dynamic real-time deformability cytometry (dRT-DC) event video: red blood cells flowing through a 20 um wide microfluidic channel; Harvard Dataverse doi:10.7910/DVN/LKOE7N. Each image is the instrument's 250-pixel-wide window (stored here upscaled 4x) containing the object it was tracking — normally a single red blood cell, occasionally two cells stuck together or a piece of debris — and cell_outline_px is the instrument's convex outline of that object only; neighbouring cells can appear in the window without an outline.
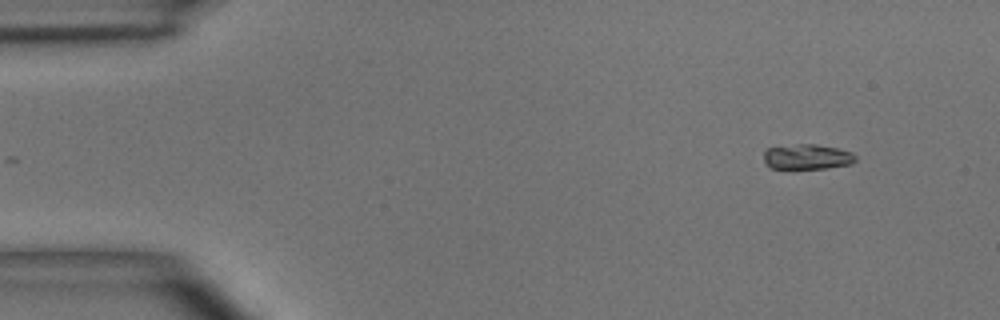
{"species": "common noctule bat (a hibernating species)", "species_latin": "Nyctalus noctula", "temperature_condition": "room temperature", "stored_images_in_passage": 47, "camera_frame_rate_fps": 3000, "um_per_image_px": 0.085, "animal": {"sex": "male", "body_mass_g": 15.6}, "frame": {"image": 1, "passage_image": 1, "time_ms": 0.0, "image_size_px": [1000, 320], "cell_outline_px": [[856, 160], [852, 164], [824, 168], [768, 168], [764, 164], [764, 152], [768, 148], [800, 144], [816, 144], [836, 148], [852, 152], [856, 156]], "centroid_in_image_um": [68.6, 13.33], "position_along_channel_um": 16.4, "area_um2": 13.41}}
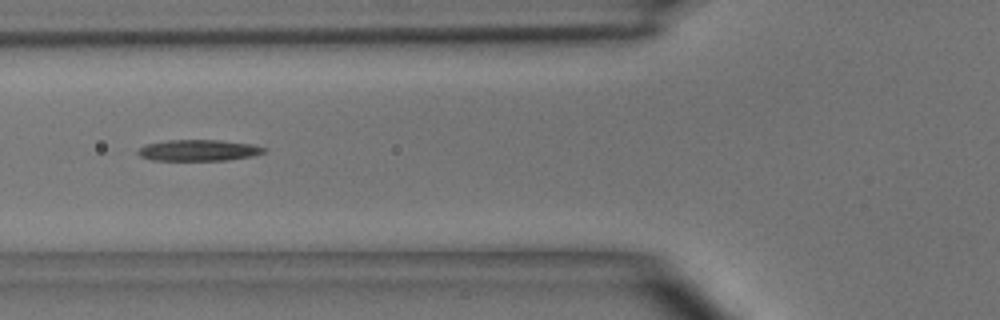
{"frame": {"image": 2, "passage_image": 15, "time_ms": 4.667, "image_size_px": [1000, 320], "cell_outline_px": [[268, 152], [252, 156], [228, 160], [152, 160], [140, 156], [136, 152], [144, 144], [168, 140], [220, 140], [252, 144], [268, 148]], "centroid_in_image_um": [16.92, 12.77], "position_along_channel_um": 108.9, "area_um2": 15.72}}
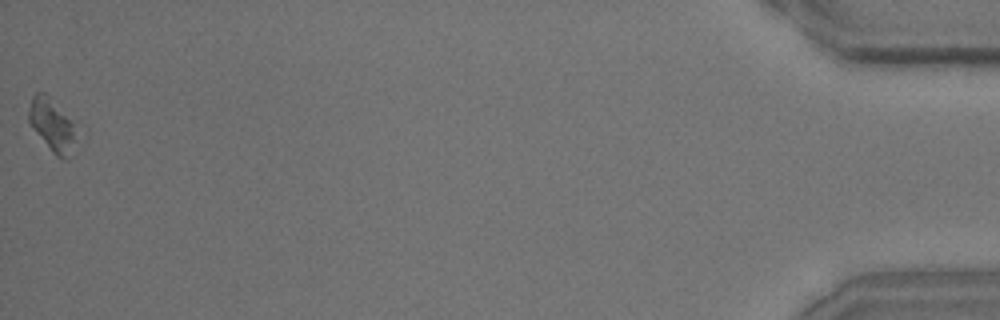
{"frame": {"image": 3, "passage_image": 47, "time_ms": 15.333, "image_size_px": [1000, 320], "cell_outline_px": [[72, 140], [68, 160], [64, 160], [56, 156], [52, 152], [32, 128], [28, 120], [28, 108], [32, 96], [36, 92], [44, 92], [72, 124]], "centroid_in_image_um": [4.3, 10.62], "position_along_channel_um": 430.9, "area_um2": 13.53}, "authors_computed_cell_mechanics": {"area_um2": 15.4326, "velocity_mm_per_s": 3.8952, "shape_relaxation_time_tau1_ms": 4.5925, "shape_relaxation_time_tau2_ms": null, "deformation_change_tau1": 0.1557, "deformation_change_tau2": null}}